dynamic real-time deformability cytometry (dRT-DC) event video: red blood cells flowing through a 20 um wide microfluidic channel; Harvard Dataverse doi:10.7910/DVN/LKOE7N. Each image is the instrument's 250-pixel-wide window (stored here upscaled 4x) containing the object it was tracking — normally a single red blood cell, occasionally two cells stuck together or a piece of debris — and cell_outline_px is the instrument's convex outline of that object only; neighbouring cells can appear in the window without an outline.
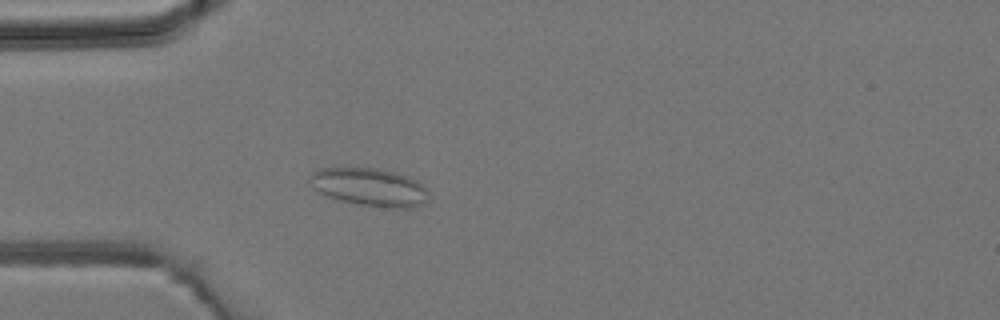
{"species": "common noctule bat (a hibernating species)", "species_latin": "Nyctalus noctula", "temperature_condition": "room temperature", "stored_images_in_passage": 4, "camera_frame_rate_fps": 3000, "um_per_image_px": 0.085, "animal": {"sex": "male", "body_mass_g": 19.2, "forearm_length_mm": 51.8}, "frame": {"image": 1, "passage_image": 4, "time_ms": 3.667, "image_size_px": [1000, 320], "cell_outline_px": [[428, 200], [424, 204], [412, 208], [392, 208], [360, 204], [340, 200], [324, 196], [308, 180], [308, 176], [312, 172], [320, 168], [372, 168], [392, 172], [408, 176], [416, 180], [428, 192]], "centroid_in_image_um": [31.41, 15.91], "position_along_channel_um": 53.6, "area_um2": 26.13}}